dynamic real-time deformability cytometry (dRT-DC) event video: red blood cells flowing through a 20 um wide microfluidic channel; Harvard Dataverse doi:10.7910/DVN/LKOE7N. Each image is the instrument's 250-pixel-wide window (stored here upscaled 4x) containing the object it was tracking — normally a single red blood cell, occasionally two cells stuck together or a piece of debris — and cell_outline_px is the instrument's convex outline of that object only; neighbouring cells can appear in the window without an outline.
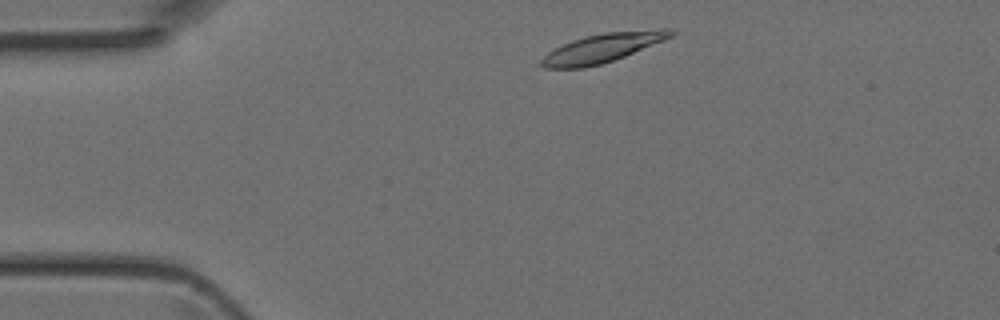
{"species": "Egyptian fruit bat (a non-hibernating species)", "species_latin": "Rousettus aegyptiacus", "temperature_condition": "room temperature", "stored_images_in_passage": 7, "camera_frame_rate_fps": 3000, "um_per_image_px": 0.085, "animal": {"sex": "female"}, "frame": {"image": 1, "passage_image": 2, "time_ms": 0.333, "image_size_px": [1000, 320], "cell_outline_px": [[676, 32], [672, 36], [664, 40], [624, 56], [600, 64], [584, 68], [544, 68], [532, 64], [548, 52], [572, 40], [584, 36], [604, 32], [664, 28], [672, 28]], "centroid_in_image_um": [51.15, 4.08], "position_along_channel_um": 33.9, "area_um2": 22.08}}